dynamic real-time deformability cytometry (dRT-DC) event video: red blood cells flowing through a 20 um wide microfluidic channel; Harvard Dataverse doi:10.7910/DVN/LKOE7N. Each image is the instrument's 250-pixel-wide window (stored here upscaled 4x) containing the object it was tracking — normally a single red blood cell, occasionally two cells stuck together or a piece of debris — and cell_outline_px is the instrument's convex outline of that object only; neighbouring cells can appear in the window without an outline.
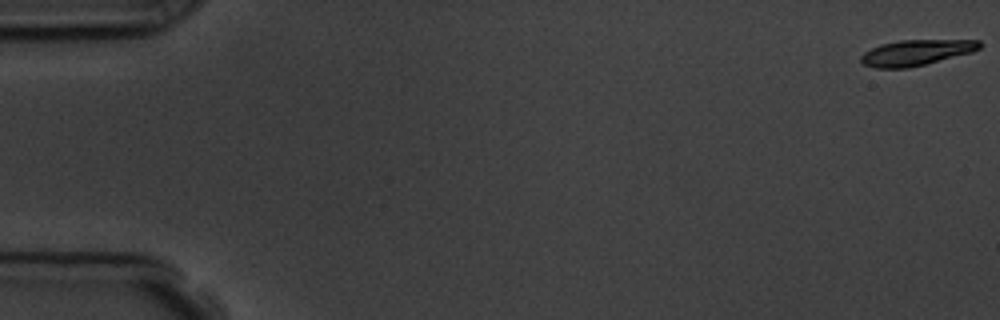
{"species": "common noctule bat (a hibernating species)", "species_latin": "Nyctalus noctula", "temperature_condition": "room temperature", "stored_images_in_passage": 57, "camera_frame_rate_fps": 3000, "um_per_image_px": 0.085, "animal": {"sex": "male", "body_mass_g": 19.5, "forearm_length_mm": 54.6}, "frame": {"image": 1, "passage_image": 1, "time_ms": 0.0, "image_size_px": [1000, 320], "cell_outline_px": [[980, 48], [972, 52], [908, 68], [876, 68], [864, 64], [860, 60], [860, 56], [864, 52], [880, 44], [900, 40], [980, 40]], "centroid_in_image_um": [77.84, 4.46], "position_along_channel_um": 7.2, "area_um2": 17.57}}
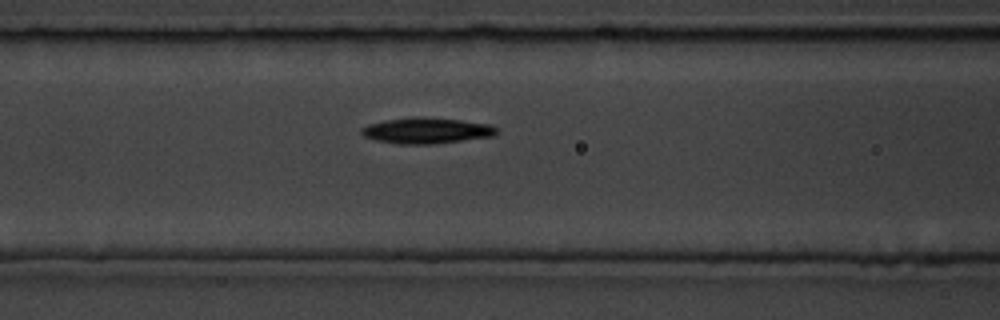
{"frame": {"image": 2, "passage_image": 24, "time_ms": 7.667, "image_size_px": [1000, 320], "cell_outline_px": [[496, 132], [492, 136], [432, 144], [400, 144], [376, 140], [364, 136], [360, 132], [360, 128], [368, 124], [384, 120], [412, 116], [420, 116], [460, 120], [492, 124], [496, 128]], "centroid_in_image_um": [36.21, 11.08], "position_along_channel_um": 130.4, "area_um2": 20.4}}
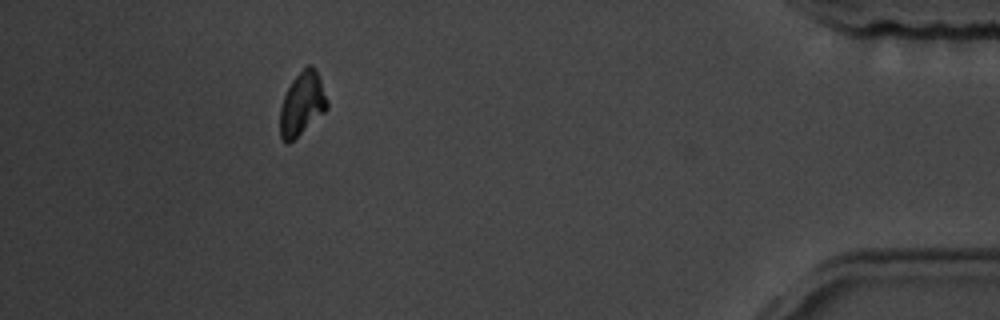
{"frame": {"image": 3, "passage_image": 52, "time_ms": 17.0, "image_size_px": [1000, 320], "cell_outline_px": [[328, 108], [324, 112], [288, 144], [284, 144], [280, 136], [280, 108], [284, 96], [292, 80], [308, 64], [312, 64], [316, 68], [328, 100]], "centroid_in_image_um": [25.67, 8.81], "position_along_channel_um": 409.5, "area_um2": 17.28}, "authors_computed_cell_mechanics": {"area_um2": 18.7272, "velocity_mm_per_s": 3.5876, "shape_relaxation_time_tau1_ms": 2.5161, "shape_relaxation_time_tau2_ms": null, "deformation_change_tau1": 0.0997, "deformation_change_tau2": null}}